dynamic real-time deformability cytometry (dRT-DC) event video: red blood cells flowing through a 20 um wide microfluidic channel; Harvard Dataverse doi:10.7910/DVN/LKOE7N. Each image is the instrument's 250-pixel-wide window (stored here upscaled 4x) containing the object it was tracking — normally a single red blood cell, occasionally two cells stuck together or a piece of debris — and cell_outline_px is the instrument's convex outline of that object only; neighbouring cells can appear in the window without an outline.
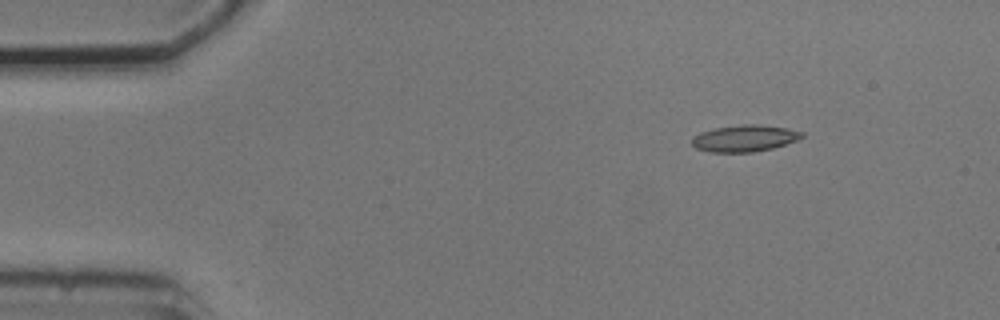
{"species": "common noctule bat (a hibernating species)", "species_latin": "Nyctalus noctula", "temperature_condition": "cold", "stored_images_in_passage": 6, "camera_frame_rate_fps": 3000, "um_per_image_px": 0.085, "animal": {"sex": "male", "body_mass_g": 20.5, "forearm_length_mm": 52.5}, "frame": {"image": 1, "passage_image": 1, "time_ms": 0.0, "image_size_px": [1000, 320], "cell_outline_px": [[804, 136], [796, 140], [772, 148], [752, 152], [708, 152], [696, 148], [692, 144], [692, 136], [700, 132], [716, 128], [740, 124], [756, 124], [788, 128], [804, 132]], "centroid_in_image_um": [63.27, 11.75], "position_along_channel_um": 21.7, "area_um2": 17.05}}
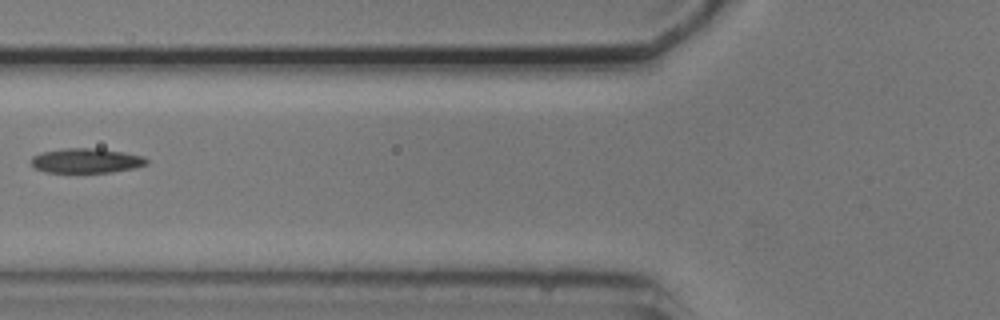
{"frame": {"image": 2, "passage_image": 5, "time_ms": 4.667, "image_size_px": [1000, 320], "cell_outline_px": [[148, 164], [136, 168], [112, 172], [44, 172], [36, 168], [32, 164], [32, 156], [40, 152], [64, 148], [96, 148], [124, 152], [144, 156], [148, 160]], "centroid_in_image_um": [7.36, 13.65], "position_along_channel_um": 118.4, "area_um2": 16.7}}
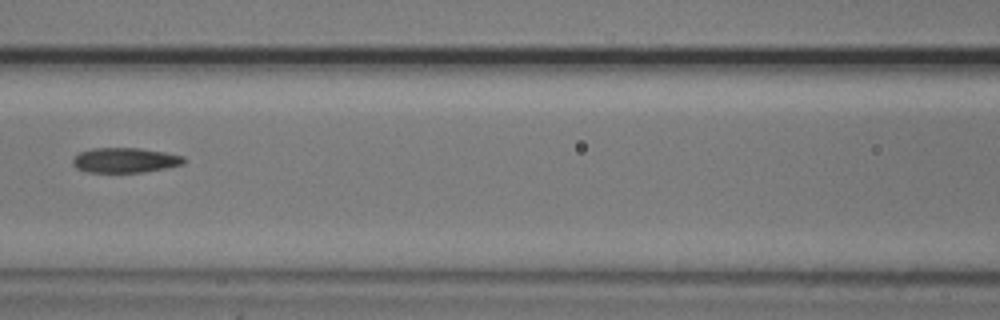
{"frame": {"image": 3, "passage_image": 6, "time_ms": 5.667, "image_size_px": [1000, 320], "cell_outline_px": [[188, 160], [184, 164], [144, 172], [88, 172], [76, 168], [72, 164], [72, 160], [80, 152], [92, 148], [140, 148], [164, 152], [184, 156]], "centroid_in_image_um": [10.65, 13.61], "position_along_channel_um": 155.9, "area_um2": 16.18}}